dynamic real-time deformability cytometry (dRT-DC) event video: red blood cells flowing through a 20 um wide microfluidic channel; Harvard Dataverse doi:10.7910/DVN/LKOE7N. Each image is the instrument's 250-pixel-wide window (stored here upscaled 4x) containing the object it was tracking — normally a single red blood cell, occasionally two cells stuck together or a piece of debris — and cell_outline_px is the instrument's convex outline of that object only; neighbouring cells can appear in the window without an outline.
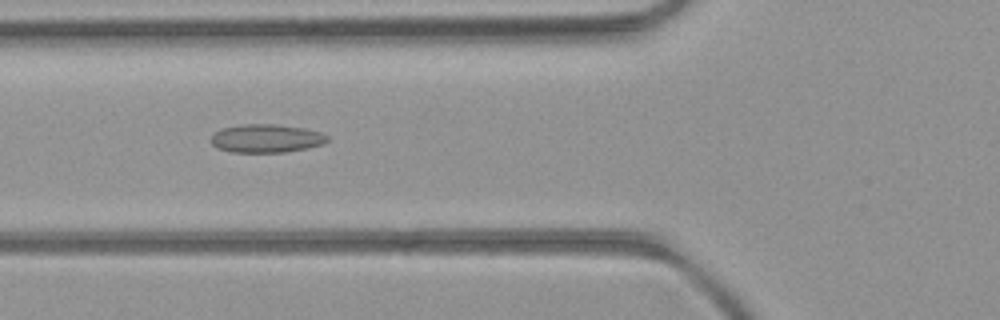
{"species": "common noctule bat (a hibernating species)", "species_latin": "Nyctalus noctula", "temperature_condition": "room temperature", "stored_images_in_passage": 36, "camera_frame_rate_fps": 3000, "um_per_image_px": 0.085, "animal": {"sex": "female", "body_mass_g": 21.9}, "frame": {"image": 1, "passage_image": 3, "time_ms": 0.667, "image_size_px": [1000, 320], "cell_outline_px": [[328, 140], [324, 144], [308, 148], [284, 152], [232, 152], [216, 148], [212, 144], [212, 132], [220, 128], [240, 124], [276, 124], [304, 128], [320, 132], [328, 136]], "centroid_in_image_um": [22.61, 11.76], "position_along_channel_um": 103.2, "area_um2": 19.42}}
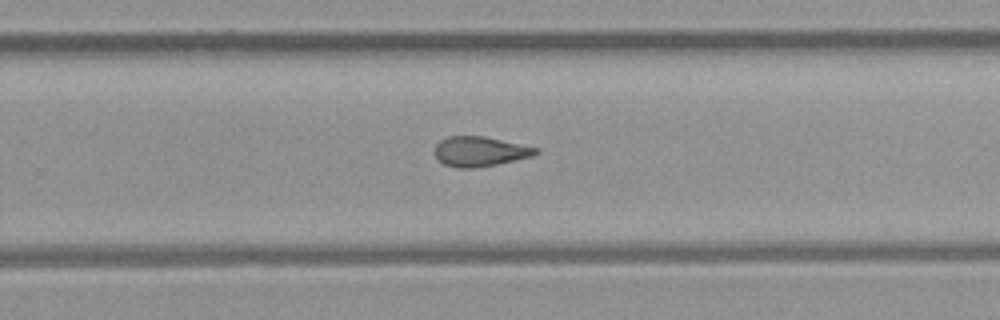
{"frame": {"image": 2, "passage_image": 17, "time_ms": 5.333, "image_size_px": [1000, 320], "cell_outline_px": [[540, 152], [532, 156], [496, 164], [476, 168], [456, 168], [444, 164], [432, 152], [436, 144], [440, 140], [448, 136], [484, 136], [540, 148]], "centroid_in_image_um": [40.78, 12.87], "position_along_channel_um": 289.0, "area_um2": 17.69}}
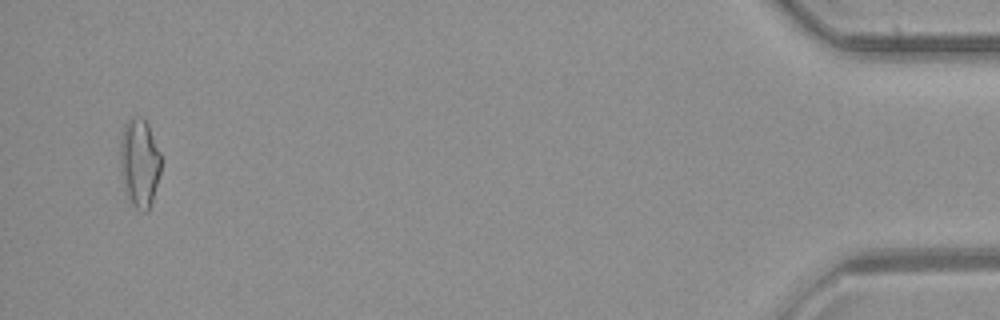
{"frame": {"image": 3, "passage_image": 34, "time_ms": 11.0, "image_size_px": [1000, 320], "cell_outline_px": [[160, 172], [152, 200], [148, 212], [140, 212], [132, 204], [124, 188], [120, 168], [120, 140], [124, 124], [128, 116], [140, 116], [148, 124], [160, 152]], "centroid_in_image_um": [11.83, 13.81], "position_along_channel_um": 423.4, "area_um2": 21.21}}